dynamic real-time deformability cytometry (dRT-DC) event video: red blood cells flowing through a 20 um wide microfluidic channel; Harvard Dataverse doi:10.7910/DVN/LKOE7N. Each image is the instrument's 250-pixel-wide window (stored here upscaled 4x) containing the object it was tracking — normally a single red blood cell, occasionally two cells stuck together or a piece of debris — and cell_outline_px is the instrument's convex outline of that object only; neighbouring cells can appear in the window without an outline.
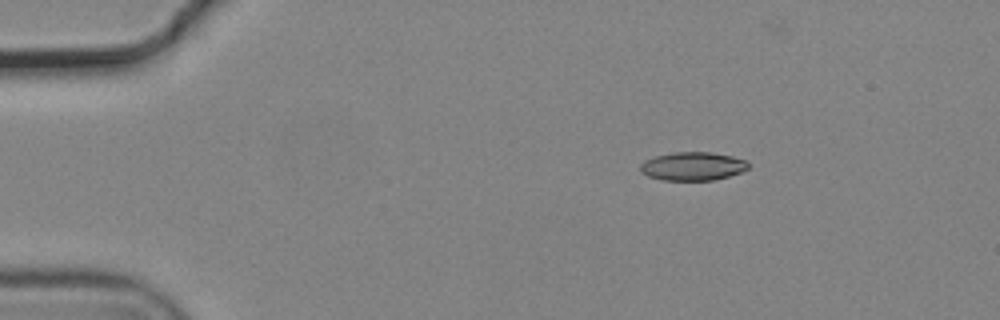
{"species": "common noctule bat (a hibernating species)", "species_latin": "Nyctalus noctula", "temperature_condition": "cold", "stored_images_in_passage": 4, "camera_frame_rate_fps": 3000, "um_per_image_px": 0.085, "animal": {"sex": "male", "body_mass_g": 19.2, "forearm_length_mm": 51.8}, "frame": {"image": 1, "passage_image": 2, "time_ms": 0.333, "image_size_px": [1000, 320], "cell_outline_px": [[748, 168], [740, 172], [728, 176], [712, 180], [664, 180], [648, 176], [640, 172], [640, 164], [644, 160], [656, 156], [672, 152], [712, 152], [732, 156], [744, 160], [748, 164]], "centroid_in_image_um": [58.84, 14.12], "position_along_channel_um": 26.2, "area_um2": 17.8}}